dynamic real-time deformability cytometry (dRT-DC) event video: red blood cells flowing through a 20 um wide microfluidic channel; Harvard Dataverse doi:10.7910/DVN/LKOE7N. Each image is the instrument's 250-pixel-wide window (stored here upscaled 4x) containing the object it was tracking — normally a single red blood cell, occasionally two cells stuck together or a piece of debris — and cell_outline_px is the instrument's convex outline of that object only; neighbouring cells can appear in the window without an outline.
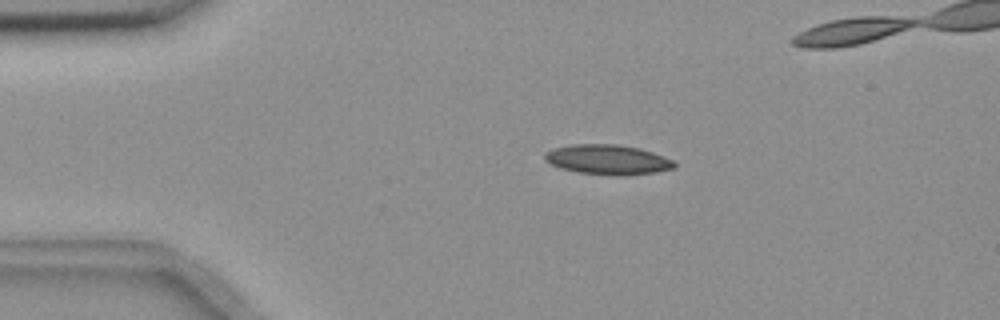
{"species": "common noctule bat (a hibernating species)", "species_latin": "Nyctalus noctula", "temperature_condition": "room temperature", "stored_images_in_passage": 6, "camera_frame_rate_fps": 3000, "um_per_image_px": 0.085, "animal": {"sex": "female", "body_mass_g": 18.4}, "frame": {"image": 1, "passage_image": 3, "time_ms": 0.667, "image_size_px": [1000, 320], "cell_outline_px": [[676, 168], [656, 172], [624, 176], [616, 176], [576, 172], [560, 168], [544, 160], [544, 152], [552, 148], [568, 144], [616, 144], [640, 148], [664, 156], [672, 160], [676, 164]], "centroid_in_image_um": [51.64, 13.57], "position_along_channel_um": 33.4, "area_um2": 22.89}}